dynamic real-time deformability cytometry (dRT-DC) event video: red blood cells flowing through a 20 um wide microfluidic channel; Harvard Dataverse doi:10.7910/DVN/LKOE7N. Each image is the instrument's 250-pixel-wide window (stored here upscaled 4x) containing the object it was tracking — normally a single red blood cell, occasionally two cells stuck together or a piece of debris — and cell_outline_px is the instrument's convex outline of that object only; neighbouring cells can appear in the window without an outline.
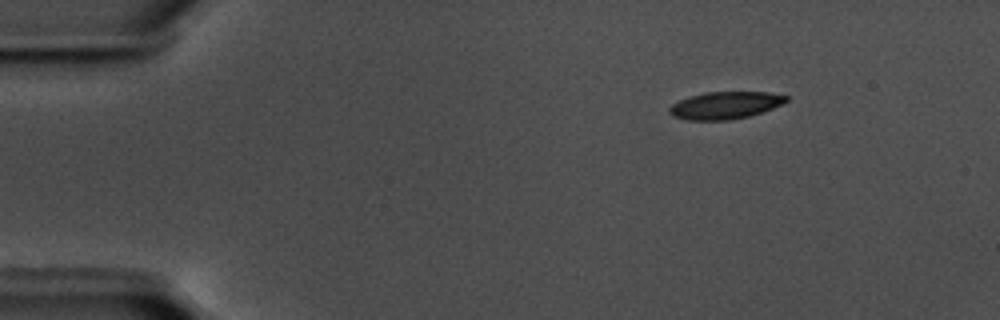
{"species": "common noctule bat (a hibernating species)", "species_latin": "Nyctalus noctula", "temperature_condition": "warm", "stored_images_in_passage": 50, "camera_frame_rate_fps": 3000, "um_per_image_px": 0.085, "animal": {"sex": "male", "body_mass_g": 17.5, "forearm_length_mm": 52.3}, "frame": {"image": 1, "passage_image": 1, "time_ms": 0.0, "image_size_px": [1000, 320], "cell_outline_px": [[788, 100], [772, 108], [748, 116], [728, 120], [684, 120], [672, 116], [668, 112], [668, 108], [672, 104], [680, 100], [704, 92], [768, 92], [788, 96]], "centroid_in_image_um": [61.59, 8.95], "position_along_channel_um": 23.4, "area_um2": 18.44}}
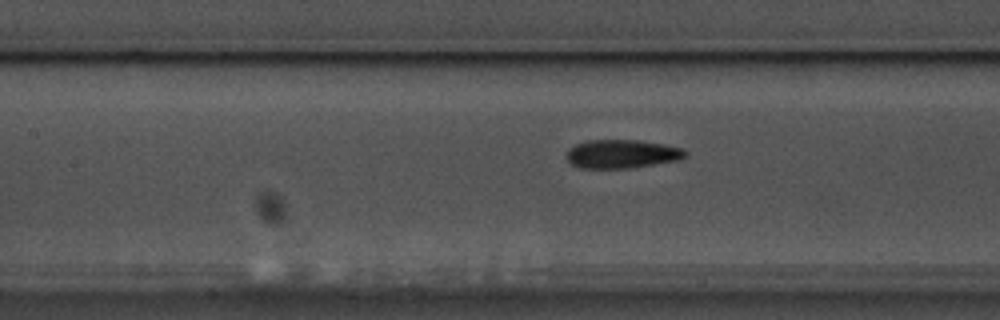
{"frame": {"image": 2, "passage_image": 19, "time_ms": 6.0, "image_size_px": [1000, 320], "cell_outline_px": [[688, 156], [676, 160], [632, 168], [580, 168], [572, 164], [568, 160], [568, 148], [576, 144], [588, 140], [640, 140], [664, 144], [684, 148], [688, 152]], "centroid_in_image_um": [52.9, 13.08], "position_along_channel_um": 154.5, "area_um2": 19.83}}
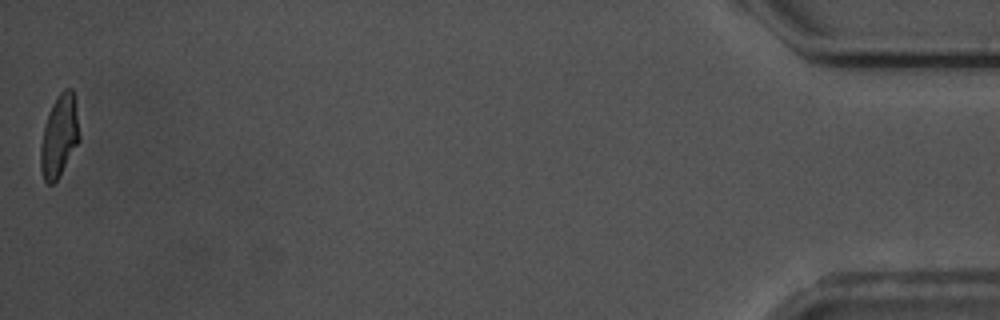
{"frame": {"image": 3, "passage_image": 50, "time_ms": 16.333, "image_size_px": [1000, 320], "cell_outline_px": [[80, 140], [56, 180], [52, 184], [48, 184], [44, 180], [40, 168], [40, 144], [48, 112], [52, 104], [60, 92], [64, 88], [72, 88], [80, 136]], "centroid_in_image_um": [5.02, 11.56], "position_along_channel_um": 430.2, "area_um2": 18.26}, "authors_computed_cell_mechanics": {"area_um2": 19.7387, "velocity_mm_per_s": 3.5773, "shape_relaxation_time_tau1_ms": 4.4543, "shape_relaxation_time_tau2_ms": 1.395, "deformation_change_tau1": 0.1359, "deformation_change_tau2": 0.0704}}